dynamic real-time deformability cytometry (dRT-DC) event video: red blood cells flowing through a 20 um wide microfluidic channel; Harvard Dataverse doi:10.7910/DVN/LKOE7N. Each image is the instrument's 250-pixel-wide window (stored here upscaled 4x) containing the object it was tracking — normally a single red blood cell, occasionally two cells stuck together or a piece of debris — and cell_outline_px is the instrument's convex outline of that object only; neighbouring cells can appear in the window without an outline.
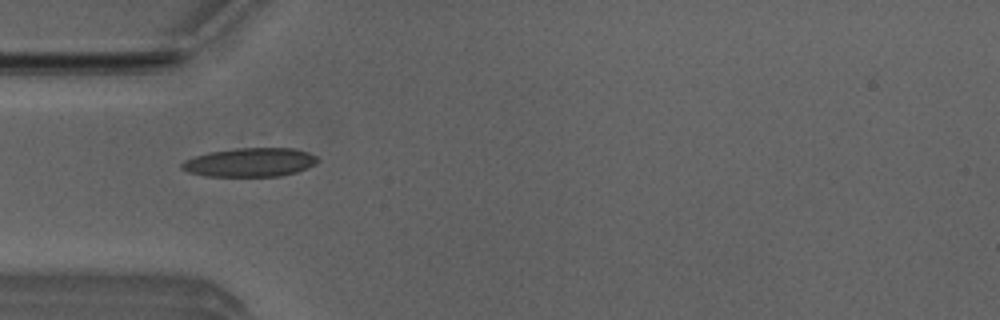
{"species": "Egyptian fruit bat (a non-hibernating species)", "species_latin": "Rousettus aegyptiacus", "temperature_condition": "room temperature", "stored_images_in_passage": 3, "camera_frame_rate_fps": 3000, "um_per_image_px": 0.085, "animal": {"sex": "male"}, "frame": {"image": 1, "passage_image": 1, "time_ms": 0.0, "image_size_px": [1000, 320], "cell_outline_px": [[320, 160], [296, 172], [280, 176], [204, 176], [188, 172], [180, 168], [180, 164], [184, 160], [196, 156], [212, 152], [236, 148], [292, 148], [308, 152], [316, 156]], "centroid_in_image_um": [21.22, 13.8], "position_along_channel_um": 63.8, "area_um2": 22.6}}